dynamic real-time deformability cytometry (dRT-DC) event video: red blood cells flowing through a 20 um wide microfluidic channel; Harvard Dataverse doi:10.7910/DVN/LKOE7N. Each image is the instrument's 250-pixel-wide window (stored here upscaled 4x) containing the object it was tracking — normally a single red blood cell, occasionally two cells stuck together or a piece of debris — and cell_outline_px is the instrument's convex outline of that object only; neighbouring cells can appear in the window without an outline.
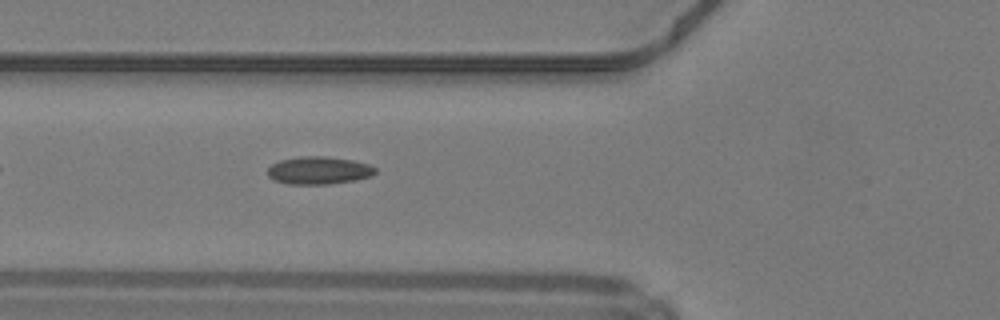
{"species": "common noctule bat (a hibernating species)", "species_latin": "Nyctalus noctula", "temperature_condition": "warm", "stored_images_in_passage": 36, "camera_frame_rate_fps": 3000, "um_per_image_px": 0.085, "animal": {"sex": "male", "body_mass_g": 19.2, "forearm_length_mm": 51.8}, "frame": {"image": 1, "passage_image": 6, "time_ms": 1.667, "image_size_px": [1000, 320], "cell_outline_px": [[376, 172], [372, 176], [356, 180], [328, 184], [288, 184], [272, 180], [268, 176], [268, 168], [272, 164], [280, 160], [300, 156], [324, 156], [352, 160], [368, 164], [376, 168]], "centroid_in_image_um": [27.09, 14.49], "position_along_channel_um": 98.7, "area_um2": 17.46}}
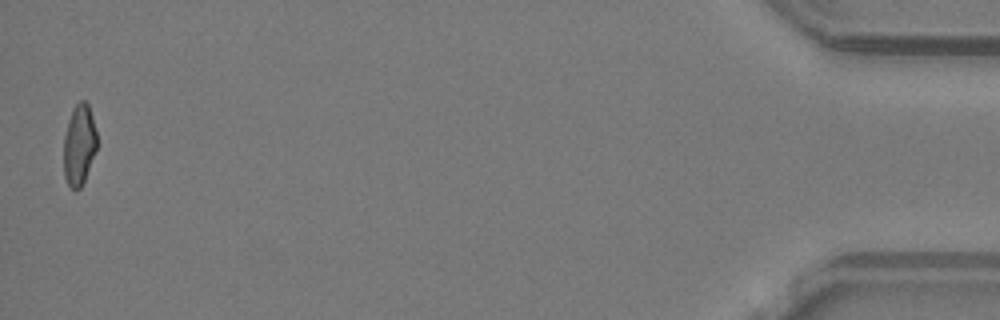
{"frame": {"image": 2, "passage_image": 36, "time_ms": 11.667, "image_size_px": [1000, 320], "cell_outline_px": [[96, 148], [84, 180], [80, 188], [76, 192], [68, 184], [64, 176], [64, 136], [68, 120], [72, 108], [80, 100], [84, 100], [88, 104], [92, 116], [96, 132]], "centroid_in_image_um": [6.71, 12.29], "position_along_channel_um": 428.5, "area_um2": 15.49}, "authors_computed_cell_mechanics": {"area_um2": 16.6175, "velocity_mm_per_s": 4.2426, "shape_relaxation_time_tau1_ms": 11.2248, "shape_relaxation_time_tau2_ms": 2.5723, "deformation_change_tau1": 0.2221, "deformation_change_tau2": 0.0902}}